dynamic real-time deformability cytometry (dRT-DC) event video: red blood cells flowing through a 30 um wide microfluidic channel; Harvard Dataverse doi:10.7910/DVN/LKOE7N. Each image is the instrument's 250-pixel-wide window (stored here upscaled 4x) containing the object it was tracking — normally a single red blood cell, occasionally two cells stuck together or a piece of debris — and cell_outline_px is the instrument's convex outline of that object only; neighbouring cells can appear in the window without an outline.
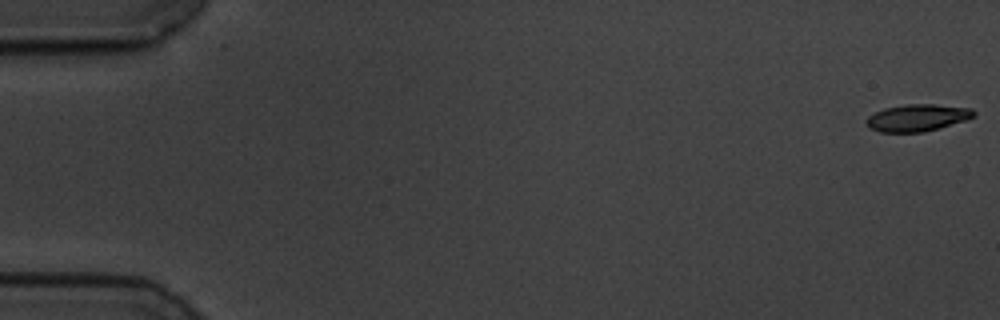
{"species": "common noctule bat (a hibernating species)", "species_latin": "Nyctalus noctula", "temperature_condition": "cold", "stored_images_in_passage": 15, "camera_frame_rate_fps": 3000, "um_per_image_px": 0.085, "animal": {"sex": "male", "body_mass_g": 19.5, "forearm_length_mm": 54.6}, "frame": {"image": 1, "passage_image": 1, "time_ms": 0.0, "image_size_px": [1000, 320], "cell_outline_px": [[976, 116], [968, 120], [940, 128], [924, 132], [880, 132], [868, 128], [864, 124], [864, 120], [868, 116], [884, 108], [904, 104], [932, 104], [972, 108], [976, 112]], "centroid_in_image_um": [77.97, 10.01], "position_along_channel_um": 7.0, "area_um2": 17.28}}
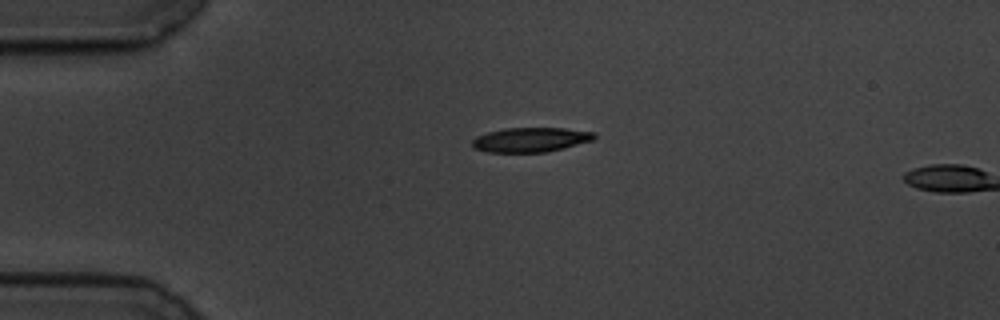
{"frame": {"image": 2, "passage_image": 14, "time_ms": 4.333, "image_size_px": [1000, 320], "cell_outline_px": [[596, 136], [592, 140], [564, 148], [544, 152], [488, 152], [472, 148], [472, 140], [476, 136], [488, 132], [504, 128], [564, 128], [596, 132]], "centroid_in_image_um": [45.09, 11.87], "position_along_channel_um": 39.9, "area_um2": 17.46}}